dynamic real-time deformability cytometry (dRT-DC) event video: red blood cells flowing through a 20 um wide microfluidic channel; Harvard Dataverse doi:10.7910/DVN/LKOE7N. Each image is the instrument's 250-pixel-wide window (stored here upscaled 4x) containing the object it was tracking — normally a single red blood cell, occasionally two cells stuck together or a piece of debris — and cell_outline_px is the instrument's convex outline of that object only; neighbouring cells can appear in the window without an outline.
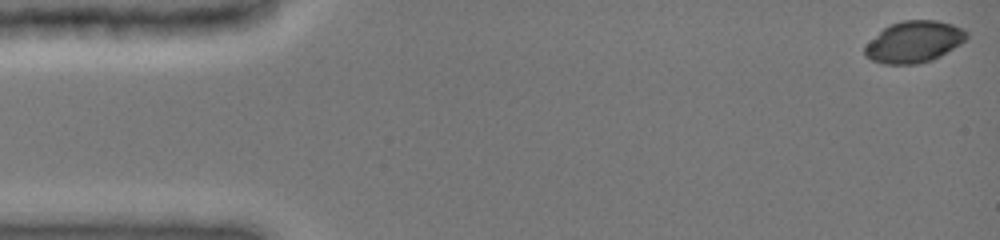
{"species": "common noctule bat (a hibernating species)", "species_latin": "Nyctalus noctula", "temperature_condition": "cold", "stored_images_in_passage": 12, "camera_frame_rate_fps": 3000, "um_per_image_px": 0.085, "animal": {"sex": "female", "body_mass_g": 19.0, "forearm_length_mm": 51.5}, "frame": {"image": 1, "passage_image": 1, "time_ms": 0.0, "image_size_px": [1000, 240], "cell_outline_px": [[968, 36], [960, 44], [940, 56], [932, 60], [916, 64], [884, 64], [872, 60], [864, 56], [864, 48], [884, 28], [892, 24], [904, 20], [936, 20], [952, 24], [964, 28], [968, 32]], "centroid_in_image_um": [77.72, 3.56], "position_along_channel_um": 7.3, "area_um2": 24.39}}
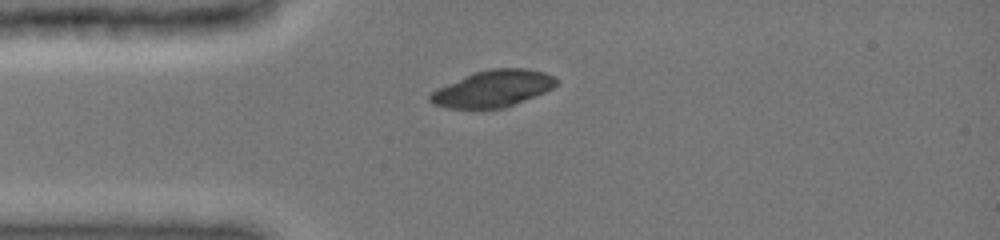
{"frame": {"image": 2, "passage_image": 9, "time_ms": 3.667, "image_size_px": [1000, 240], "cell_outline_px": [[560, 80], [552, 88], [544, 92], [504, 108], [448, 108], [432, 104], [428, 100], [428, 96], [436, 88], [472, 72], [492, 68], [528, 68], [544, 72]], "centroid_in_image_um": [41.86, 7.52], "position_along_channel_um": 43.1, "area_um2": 27.05}}
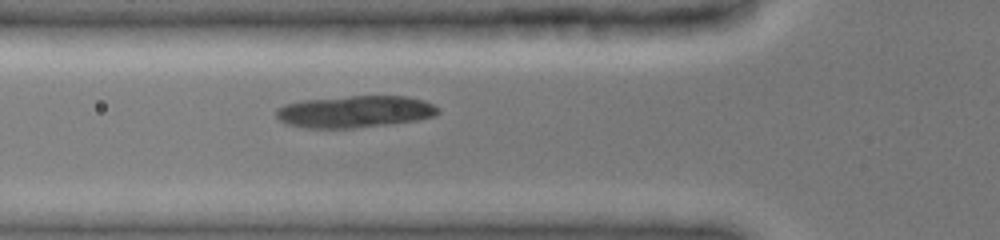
{"frame": {"image": 3, "passage_image": 12, "time_ms": 5.333, "image_size_px": [1000, 240], "cell_outline_px": [[440, 112], [436, 116], [420, 120], [388, 124], [352, 128], [308, 128], [284, 124], [276, 116], [276, 108], [284, 104], [300, 100], [352, 96], [408, 96], [424, 100], [440, 108]], "centroid_in_image_um": [30.17, 9.49], "position_along_channel_um": 95.6, "area_um2": 30.46}}